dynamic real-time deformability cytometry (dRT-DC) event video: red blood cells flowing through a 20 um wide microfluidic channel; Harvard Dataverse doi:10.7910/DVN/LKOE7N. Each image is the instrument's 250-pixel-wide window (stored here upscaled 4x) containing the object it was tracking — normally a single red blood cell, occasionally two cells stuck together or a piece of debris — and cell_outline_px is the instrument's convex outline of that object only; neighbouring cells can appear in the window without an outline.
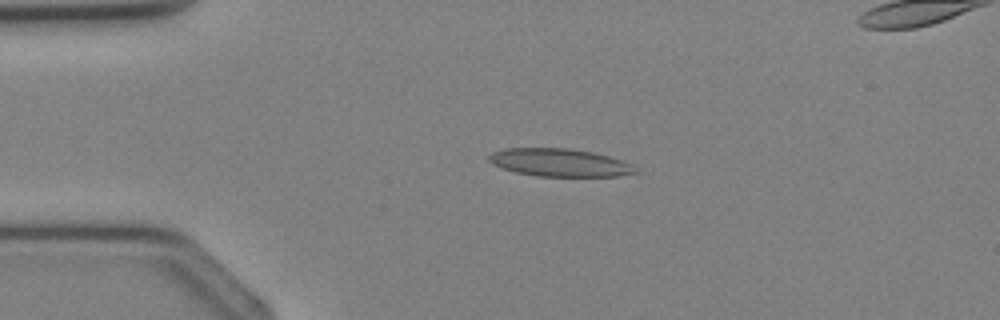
{"species": "Egyptian fruit bat (a non-hibernating species)", "species_latin": "Rousettus aegyptiacus", "temperature_condition": "cold", "stored_images_in_passage": 30, "segment_of_instrument_passage": [1, 2], "camera_frame_rate_fps": 3000, "um_per_image_px": 0.085, "animal": {"sex": "female"}, "frame": {"image": 1, "passage_image": 1, "time_ms": 0.0, "image_size_px": [1000, 320], "cell_outline_px": [[640, 172], [616, 176], [536, 176], [516, 172], [492, 164], [488, 160], [488, 156], [492, 152], [504, 148], [568, 148], [592, 152], [608, 156], [632, 164]], "centroid_in_image_um": [47.56, 13.81], "position_along_channel_um": 37.4, "area_um2": 23.7}}
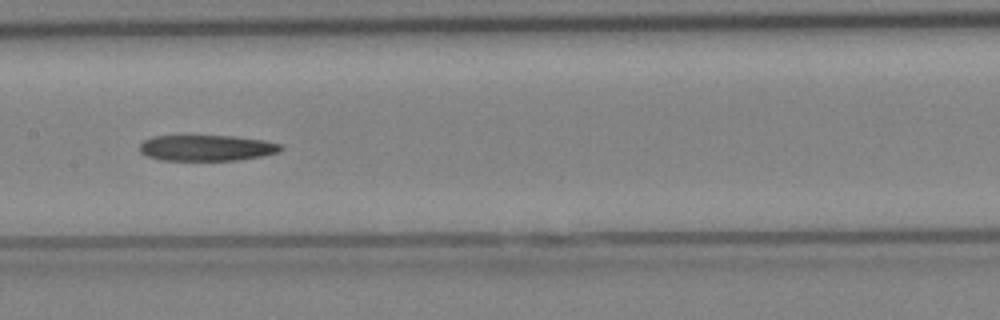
{"frame": {"image": 2, "passage_image": 11, "time_ms": 3.333, "image_size_px": [1000, 320], "cell_outline_px": [[284, 148], [280, 152], [240, 160], [160, 160], [148, 156], [140, 152], [140, 144], [144, 140], [152, 136], [236, 136], [264, 140], [284, 144]], "centroid_in_image_um": [17.62, 12.57], "position_along_channel_um": 189.8, "area_um2": 21.44}}
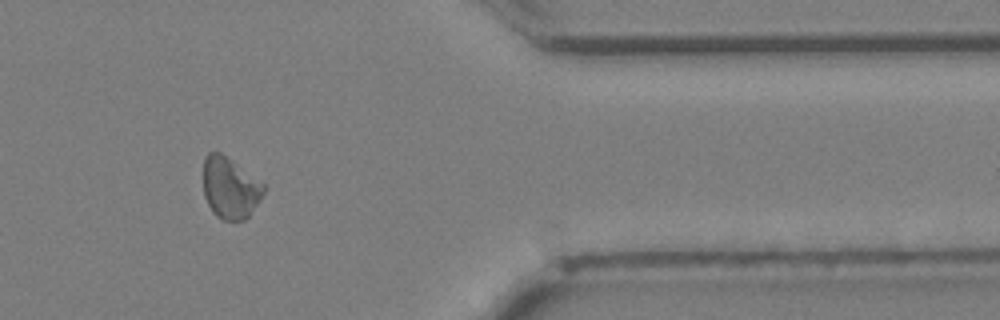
{"frame": {"image": 3, "passage_image": 23, "time_ms": 7.333, "image_size_px": [1000, 320], "cell_outline_px": [[264, 192], [260, 200], [248, 216], [244, 220], [220, 220], [212, 212], [204, 196], [204, 156], [208, 152], [220, 152], [232, 160], [264, 184]], "centroid_in_image_um": [19.54, 15.98], "position_along_channel_um": 391.9, "area_um2": 21.5}}